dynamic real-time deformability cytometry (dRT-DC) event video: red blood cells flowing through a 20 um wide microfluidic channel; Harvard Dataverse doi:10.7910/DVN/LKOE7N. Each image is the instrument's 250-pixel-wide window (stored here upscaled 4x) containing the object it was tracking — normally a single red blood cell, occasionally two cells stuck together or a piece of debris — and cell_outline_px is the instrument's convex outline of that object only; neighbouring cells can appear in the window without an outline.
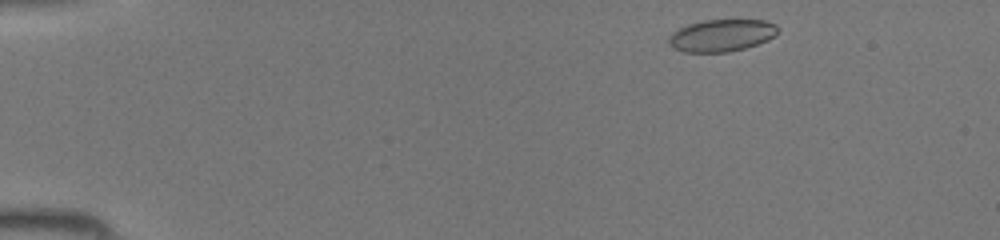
{"species": "common noctule bat (a hibernating species)", "species_latin": "Nyctalus noctula", "temperature_condition": "room temperature", "stored_images_in_passage": 40, "camera_frame_rate_fps": 3000, "um_per_image_px": 0.085, "animal": {"sex": "female", "body_mass_g": 19.5, "forearm_length_mm": 54.1}, "frame": {"image": 1, "passage_image": 2, "time_ms": 0.333, "image_size_px": [1000, 240], "cell_outline_px": [[776, 36], [768, 40], [744, 48], [728, 52], [684, 52], [672, 48], [668, 44], [668, 36], [672, 32], [688, 24], [704, 20], [764, 20], [776, 24]], "centroid_in_image_um": [61.29, 3.01], "position_along_channel_um": 23.7, "area_um2": 20.46}}
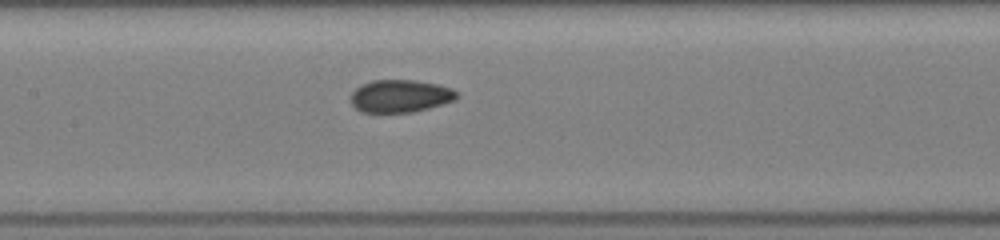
{"frame": {"image": 2, "passage_image": 18, "time_ms": 5.667, "image_size_px": [1000, 240], "cell_outline_px": [[460, 96], [456, 100], [428, 108], [412, 112], [360, 112], [352, 104], [348, 96], [360, 84], [372, 80], [416, 80], [436, 84], [452, 88], [460, 92]], "centroid_in_image_um": [34.02, 8.15], "position_along_channel_um": 173.4, "area_um2": 20.46}}
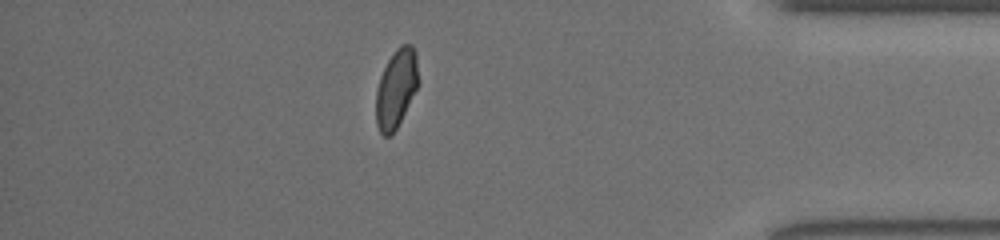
{"frame": {"image": 3, "passage_image": 35, "time_ms": 11.333, "image_size_px": [1000, 240], "cell_outline_px": [[420, 84], [396, 128], [388, 136], [384, 136], [380, 132], [376, 124], [376, 92], [380, 76], [388, 60], [396, 48], [400, 44], [412, 44], [416, 52], [420, 80]], "centroid_in_image_um": [33.71, 7.47], "position_along_channel_um": 401.5, "area_um2": 19.59}}